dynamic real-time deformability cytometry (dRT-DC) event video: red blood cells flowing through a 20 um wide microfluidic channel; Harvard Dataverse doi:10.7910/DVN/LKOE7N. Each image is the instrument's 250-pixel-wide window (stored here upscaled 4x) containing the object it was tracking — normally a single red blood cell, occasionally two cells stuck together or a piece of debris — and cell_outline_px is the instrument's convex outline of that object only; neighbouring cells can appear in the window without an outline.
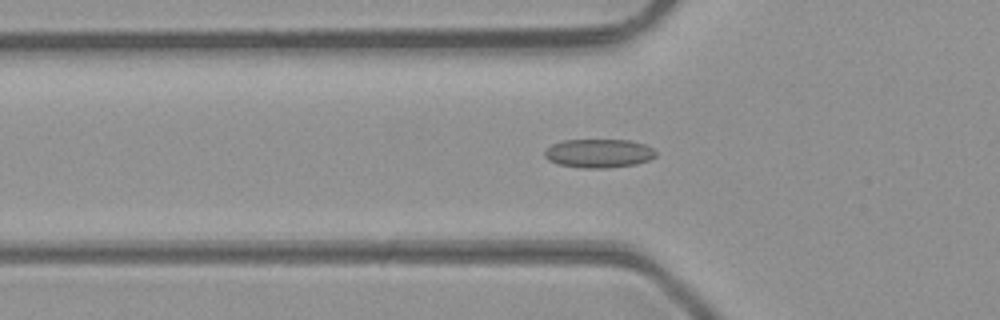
{"species": "common noctule bat (a hibernating species)", "species_latin": "Nyctalus noctula", "temperature_condition": "room temperature", "stored_images_in_passage": 48, "camera_frame_rate_fps": 3000, "um_per_image_px": 0.085, "animal": {"sex": "male", "body_mass_g": 23.1, "forearm_length_mm": 52.7}, "frame": {"image": 1, "passage_image": 17, "time_ms": 5.333, "image_size_px": [1000, 320], "cell_outline_px": [[656, 156], [648, 160], [636, 164], [608, 168], [584, 168], [560, 164], [548, 160], [544, 156], [544, 152], [552, 144], [564, 140], [628, 140], [644, 144], [652, 148], [656, 152]], "centroid_in_image_um": [50.9, 13.03], "position_along_channel_um": 74.9, "area_um2": 18.5}}
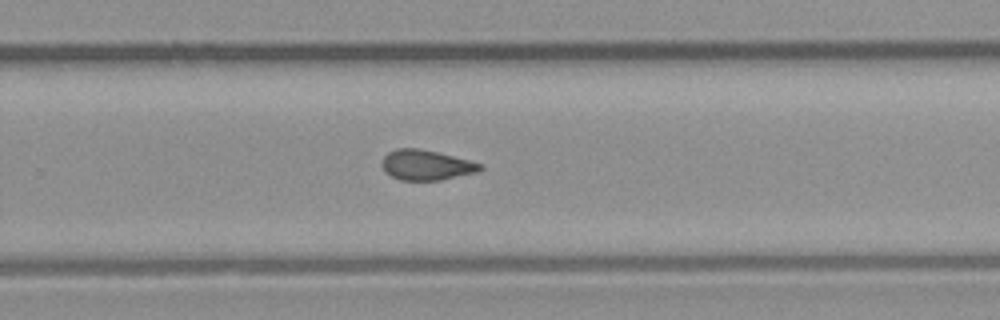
{"frame": {"image": 2, "passage_image": 32, "time_ms": 10.333, "image_size_px": [1000, 320], "cell_outline_px": [[484, 168], [476, 172], [440, 180], [400, 180], [384, 172], [380, 164], [384, 156], [388, 152], [396, 148], [420, 148], [484, 164]], "centroid_in_image_um": [36.19, 14.02], "position_along_channel_um": 293.6, "area_um2": 17.28}}
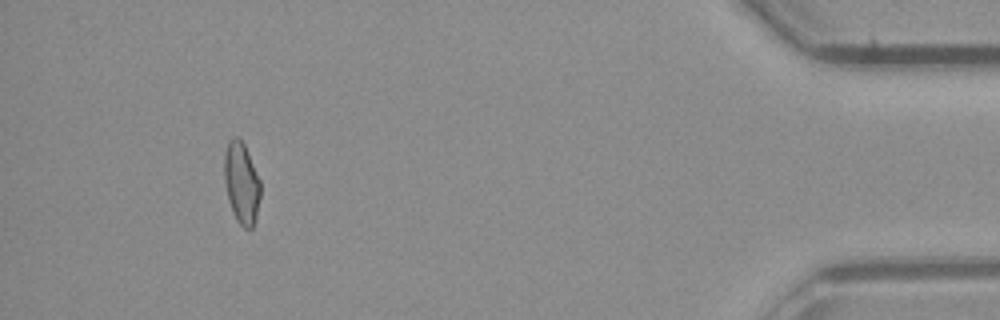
{"frame": {"image": 3, "passage_image": 45, "time_ms": 14.667, "image_size_px": [1000, 320], "cell_outline_px": [[260, 196], [256, 220], [252, 228], [244, 228], [236, 220], [232, 212], [228, 200], [224, 180], [224, 156], [228, 140], [236, 136], [244, 144], [260, 180]], "centroid_in_image_um": [20.52, 15.58], "position_along_channel_um": 414.7, "area_um2": 17.22}, "authors_computed_cell_mechanics": {"area_um2": 17.7446, "velocity_mm_per_s": 4.359, "shape_relaxation_time_tau1_ms": null, "shape_relaxation_time_tau2_ms": 2.1509, "deformation_change_tau1": null, "deformation_change_tau2": 0.0941}}